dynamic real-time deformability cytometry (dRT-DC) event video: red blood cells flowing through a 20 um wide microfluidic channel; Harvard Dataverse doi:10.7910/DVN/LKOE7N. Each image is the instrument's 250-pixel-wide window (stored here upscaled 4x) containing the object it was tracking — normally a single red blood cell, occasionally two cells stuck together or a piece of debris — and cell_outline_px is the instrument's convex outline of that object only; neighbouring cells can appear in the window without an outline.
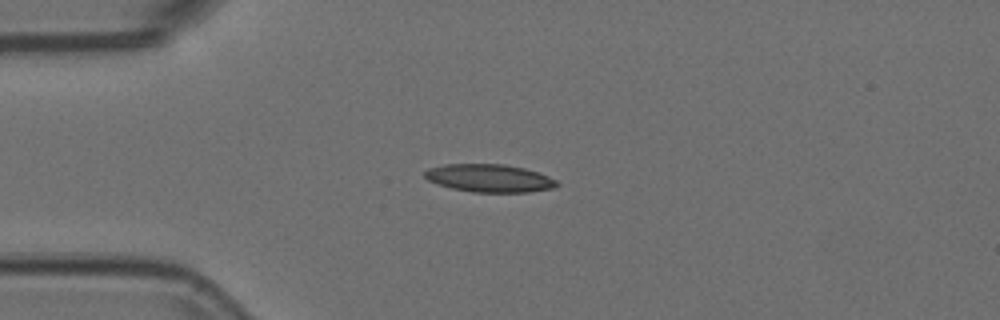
{"species": "Egyptian fruit bat (a non-hibernating species)", "species_latin": "Rousettus aegyptiacus", "temperature_condition": "room temperature", "stored_images_in_passage": 3, "camera_frame_rate_fps": 3000, "um_per_image_px": 0.085, "animal": {"sex": "female"}, "frame": {"image": 1, "passage_image": 1, "time_ms": 0.0, "image_size_px": [1000, 320], "cell_outline_px": [[560, 184], [556, 188], [528, 192], [472, 192], [452, 188], [428, 180], [424, 176], [424, 172], [428, 168], [444, 164], [504, 164], [524, 168], [548, 176], [556, 180]], "centroid_in_image_um": [41.62, 15.14], "position_along_channel_um": 43.4, "area_um2": 21.44}}
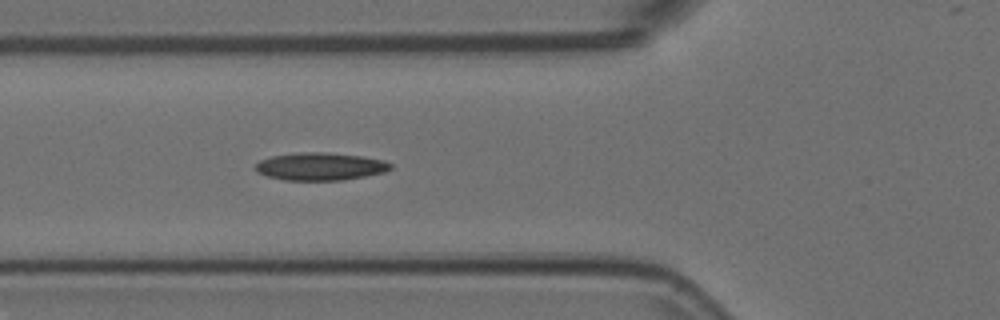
{"frame": {"image": 2, "passage_image": 3, "time_ms": 0.667, "image_size_px": [1000, 320], "cell_outline_px": [[392, 168], [384, 172], [344, 180], [284, 180], [268, 176], [256, 172], [256, 164], [260, 160], [272, 156], [300, 152], [324, 152], [364, 156], [384, 160], [392, 164]], "centroid_in_image_um": [27.24, 14.14], "position_along_channel_um": 98.6, "area_um2": 21.79}}